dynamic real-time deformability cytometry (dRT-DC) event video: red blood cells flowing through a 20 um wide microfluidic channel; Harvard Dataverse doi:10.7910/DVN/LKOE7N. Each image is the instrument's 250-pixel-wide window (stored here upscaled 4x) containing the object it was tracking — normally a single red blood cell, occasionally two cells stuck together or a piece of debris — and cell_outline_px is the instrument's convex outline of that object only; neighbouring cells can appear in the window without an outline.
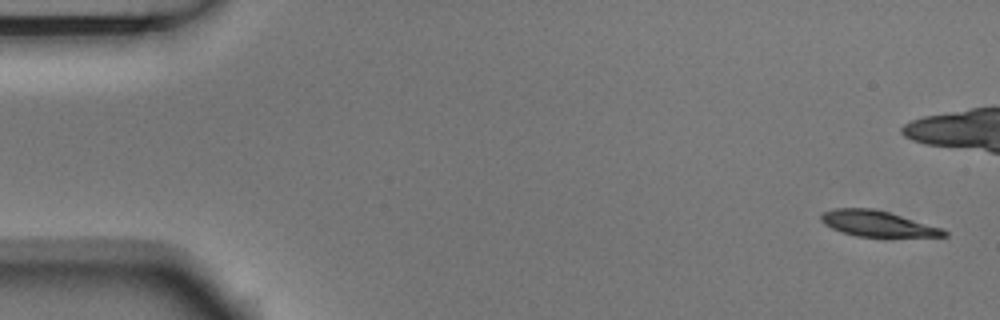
{"species": "Egyptian fruit bat (a non-hibernating species)", "species_latin": "Rousettus aegyptiacus", "temperature_condition": "room temperature", "stored_images_in_passage": 7, "camera_frame_rate_fps": 3000, "um_per_image_px": 0.085, "animal": {"sex": "male"}, "frame": {"image": 1, "passage_image": 1, "time_ms": 0.0, "image_size_px": [1000, 320], "cell_outline_px": [[948, 236], [856, 236], [840, 232], [824, 224], [820, 220], [820, 212], [832, 208], [872, 208], [888, 212], [944, 228], [948, 232]], "centroid_in_image_um": [74.54, 18.99], "position_along_channel_um": 10.5, "area_um2": 18.44}}